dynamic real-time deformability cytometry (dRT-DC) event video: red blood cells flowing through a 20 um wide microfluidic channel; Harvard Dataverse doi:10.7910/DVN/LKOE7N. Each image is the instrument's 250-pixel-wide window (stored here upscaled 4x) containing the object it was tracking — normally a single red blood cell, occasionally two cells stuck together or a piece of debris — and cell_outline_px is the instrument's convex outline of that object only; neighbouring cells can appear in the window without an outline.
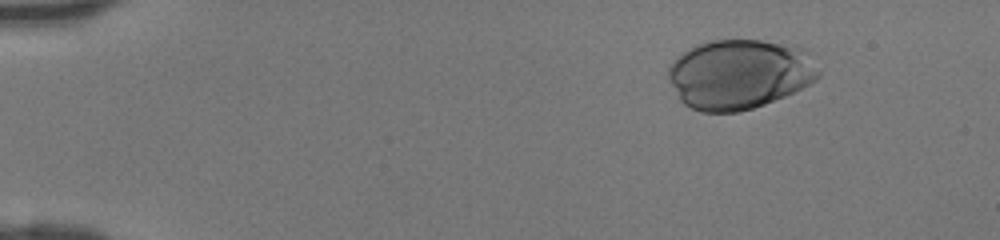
{"species": "human", "species_latin": "Homo sapiens", "temperature_condition": "room temperature", "stored_images_in_passage": 39, "camera_frame_rate_fps": 3000, "um_per_image_px": 0.085, "donor": {"sex": "female"}, "frame": {"image": 1, "passage_image": 6, "time_ms": 1.667, "image_size_px": [1000, 240], "cell_outline_px": [[820, 76], [816, 80], [784, 96], [764, 104], [752, 108], [736, 112], [700, 112], [684, 104], [680, 100], [668, 76], [668, 68], [672, 60], [676, 56], [696, 44], [708, 40], [760, 40], [804, 48], [820, 72]], "centroid_in_image_um": [62.82, 6.29], "position_along_channel_um": 22.2, "area_um2": 60.81}}
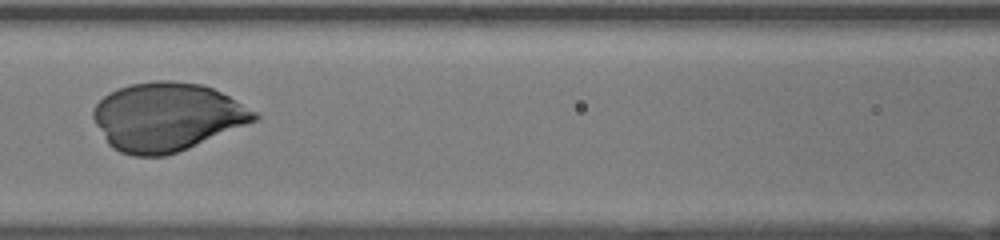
{"frame": {"image": 2, "passage_image": 22, "time_ms": 7.0, "image_size_px": [1000, 240], "cell_outline_px": [[260, 116], [256, 120], [188, 148], [164, 156], [132, 156], [120, 152], [112, 148], [108, 144], [96, 124], [92, 116], [92, 108], [104, 96], [120, 88], [132, 84], [156, 80], [172, 80], [204, 84], [228, 96], [256, 112]], "centroid_in_image_um": [14.16, 9.93], "position_along_channel_um": 152.4, "area_um2": 63.7}}